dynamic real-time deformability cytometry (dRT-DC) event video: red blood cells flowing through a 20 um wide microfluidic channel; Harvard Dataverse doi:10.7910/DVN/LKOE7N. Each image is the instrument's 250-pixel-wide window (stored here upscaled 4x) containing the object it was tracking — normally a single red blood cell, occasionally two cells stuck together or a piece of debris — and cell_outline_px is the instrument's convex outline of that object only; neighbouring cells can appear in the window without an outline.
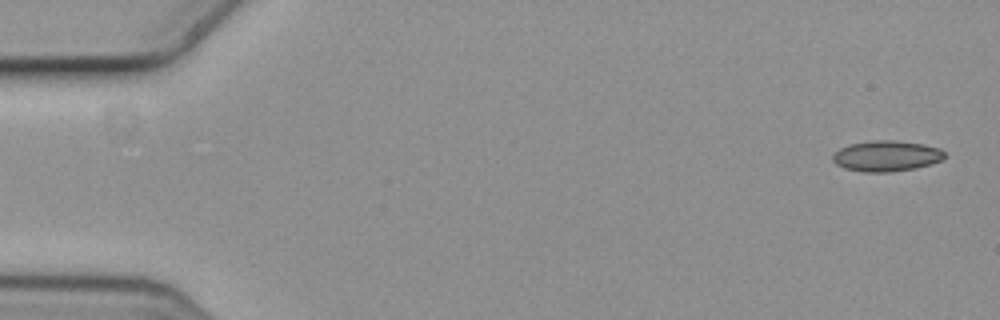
{"species": "common noctule bat (a hibernating species)", "species_latin": "Nyctalus noctula", "temperature_condition": "cold", "stored_images_in_passage": 3, "camera_frame_rate_fps": 3000, "um_per_image_px": 0.085, "animal": {"sex": "female", "body_mass_g": 19.3, "forearm_length_mm": 54.1}, "frame": {"image": 1, "passage_image": 1, "time_ms": 0.0, "image_size_px": [1000, 320], "cell_outline_px": [[944, 156], [940, 160], [916, 168], [888, 172], [864, 172], [844, 168], [836, 164], [832, 160], [832, 156], [840, 148], [848, 144], [872, 140], [896, 140], [924, 144], [940, 148], [944, 152]], "centroid_in_image_um": [75.31, 13.25], "position_along_channel_um": 9.7, "area_um2": 20.0}}